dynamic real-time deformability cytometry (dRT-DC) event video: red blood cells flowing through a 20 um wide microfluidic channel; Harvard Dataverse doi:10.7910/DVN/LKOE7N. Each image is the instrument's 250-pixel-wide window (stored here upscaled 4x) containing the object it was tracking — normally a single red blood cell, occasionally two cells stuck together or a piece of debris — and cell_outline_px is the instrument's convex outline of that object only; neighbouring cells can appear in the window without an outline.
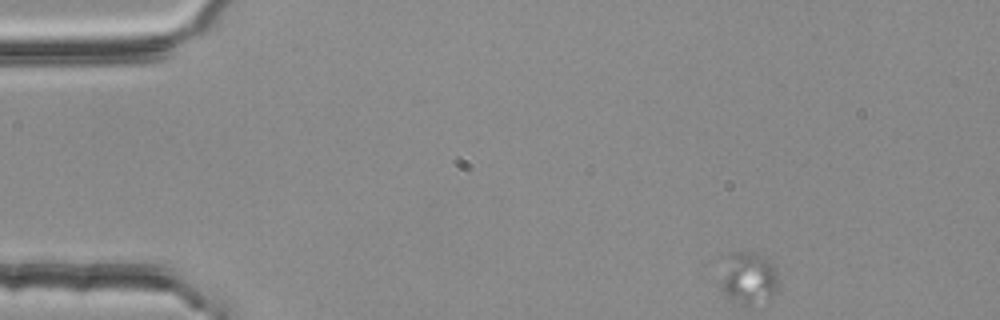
{"species": "common noctule bat (a hibernating species)", "species_latin": "Nyctalus noctula", "temperature_condition": "room temperature", "stored_images_in_passage": 4, "camera_frame_rate_fps": 3000, "um_per_image_px": 0.085, "animal": {"sex": "female", "body_mass_g": 25.1}, "frame": {"image": 1, "passage_image": 1, "time_ms": 0.0, "image_size_px": [1000, 320], "cell_outline_px": [[776, 288], [768, 304], [744, 304], [728, 300], [724, 296], [720, 288], [720, 284], [728, 256], [732, 252], [760, 252], [772, 260], [776, 264]], "centroid_in_image_um": [63.66, 23.65], "position_along_channel_um": 21.3, "area_um2": 18.09}}
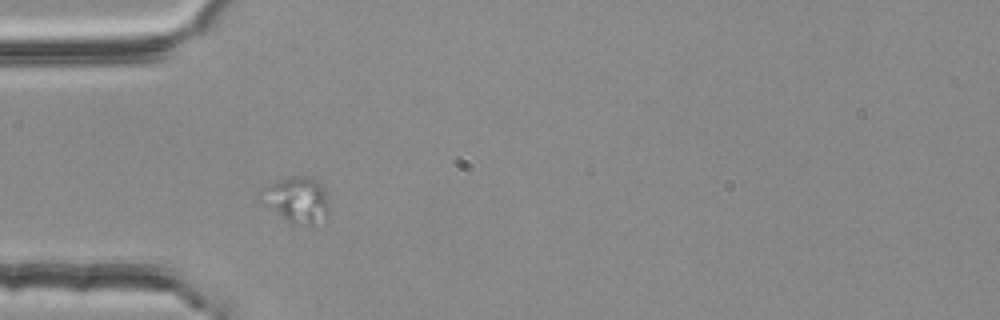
{"frame": {"image": 2, "passage_image": 3, "time_ms": 0.667, "image_size_px": [1000, 320], "cell_outline_px": [[328, 216], [312, 228], [288, 224], [260, 204], [260, 188], [276, 180], [292, 176], [312, 176], [324, 188], [328, 200]], "centroid_in_image_um": [25.18, 17.05], "position_along_channel_um": 59.8, "area_um2": 19.48}}